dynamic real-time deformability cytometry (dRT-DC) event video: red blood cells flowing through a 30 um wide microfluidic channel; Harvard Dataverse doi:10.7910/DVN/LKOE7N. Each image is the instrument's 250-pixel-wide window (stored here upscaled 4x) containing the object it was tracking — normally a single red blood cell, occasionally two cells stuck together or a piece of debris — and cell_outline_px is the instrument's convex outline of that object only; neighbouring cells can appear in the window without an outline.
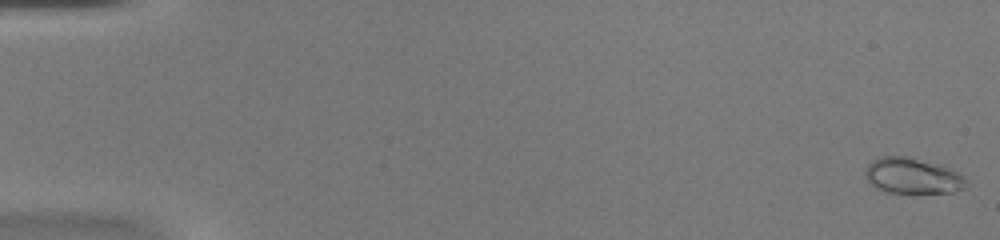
{"species": "common noctule bat (a hibernating species)", "species_latin": "Nyctalus noctula", "temperature_condition": "warm", "stored_images_in_passage": 53, "camera_frame_rate_fps": 3000, "um_per_image_px": 0.085, "animal": {"sex": "female", "body_mass_g": 20.0, "forearm_length_mm": 54.0}, "frame": {"image": 1, "passage_image": 1, "time_ms": 0.0, "image_size_px": [1000, 240], "cell_outline_px": [[968, 184], [964, 188], [952, 192], [884, 192], [876, 188], [864, 176], [864, 172], [868, 164], [872, 160], [880, 156], [912, 156], [956, 172], [964, 176], [968, 180]], "centroid_in_image_um": [77.52, 14.94], "position_along_channel_um": 7.5, "area_um2": 20.87}}
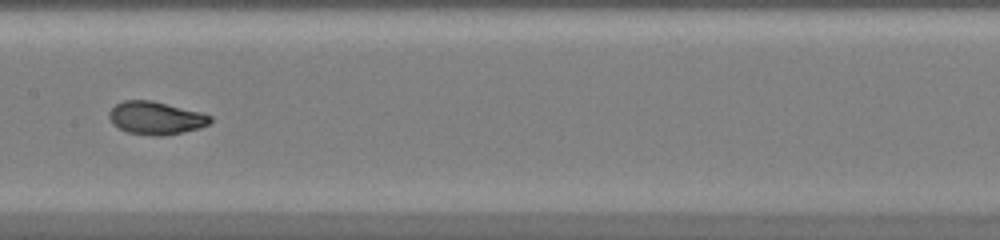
{"frame": {"image": 2, "passage_image": 28, "time_ms": 9.0, "image_size_px": [1000, 240], "cell_outline_px": [[212, 120], [208, 124], [200, 128], [164, 136], [152, 136], [128, 132], [112, 124], [108, 116], [108, 112], [116, 104], [124, 100], [152, 100], [200, 112], [212, 116]], "centroid_in_image_um": [13.23, 10.03], "position_along_channel_um": 194.2, "area_um2": 19.42}}
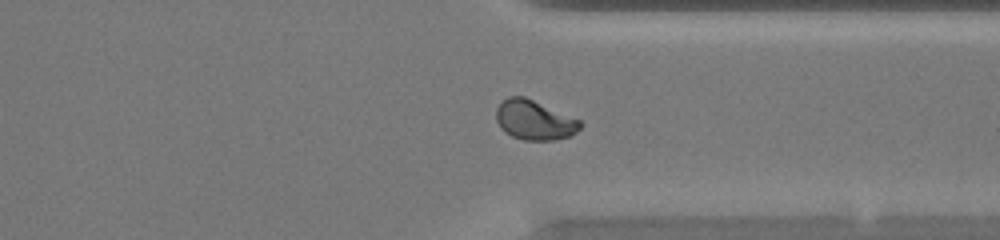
{"frame": {"image": 3, "passage_image": 41, "time_ms": 13.333, "image_size_px": [1000, 240], "cell_outline_px": [[584, 124], [576, 132], [568, 136], [556, 140], [524, 140], [512, 136], [504, 132], [500, 128], [496, 120], [496, 108], [508, 96], [524, 96], [580, 120]], "centroid_in_image_um": [45.41, 10.21], "position_along_channel_um": 366.0, "area_um2": 19.36}}